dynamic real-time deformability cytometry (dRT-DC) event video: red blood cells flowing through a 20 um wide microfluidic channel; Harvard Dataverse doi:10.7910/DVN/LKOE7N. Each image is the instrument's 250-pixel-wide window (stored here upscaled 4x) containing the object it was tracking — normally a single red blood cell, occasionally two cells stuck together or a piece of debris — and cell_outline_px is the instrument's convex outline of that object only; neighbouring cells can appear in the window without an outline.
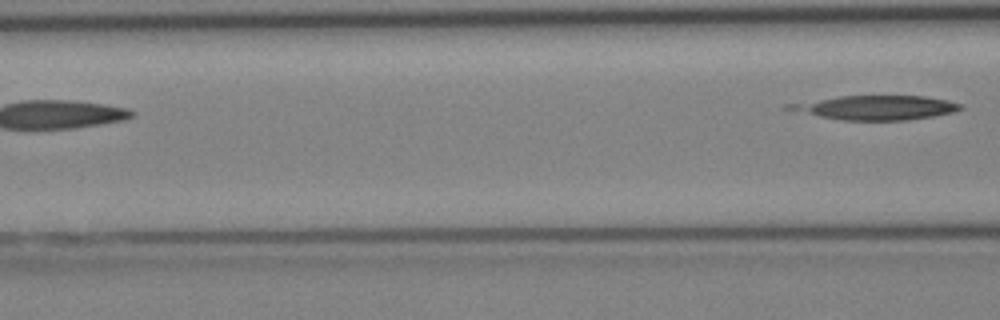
{"species": "Egyptian fruit bat (a non-hibernating species)", "species_latin": "Rousettus aegyptiacus", "temperature_condition": "cold", "stored_images_in_passage": 6, "camera_frame_rate_fps": 3000, "um_per_image_px": 0.085, "animal": {"sex": "female"}, "frame": {"image": 1, "passage_image": 6, "time_ms": 6.0, "image_size_px": [1000, 320], "cell_outline_px": [[964, 108], [952, 112], [932, 116], [908, 120], [840, 120], [820, 116], [784, 108], [784, 104], [840, 96], [924, 96], [964, 104]], "centroid_in_image_um": [74.45, 9.14], "position_along_channel_um": 92.1, "area_um2": 23.99}}